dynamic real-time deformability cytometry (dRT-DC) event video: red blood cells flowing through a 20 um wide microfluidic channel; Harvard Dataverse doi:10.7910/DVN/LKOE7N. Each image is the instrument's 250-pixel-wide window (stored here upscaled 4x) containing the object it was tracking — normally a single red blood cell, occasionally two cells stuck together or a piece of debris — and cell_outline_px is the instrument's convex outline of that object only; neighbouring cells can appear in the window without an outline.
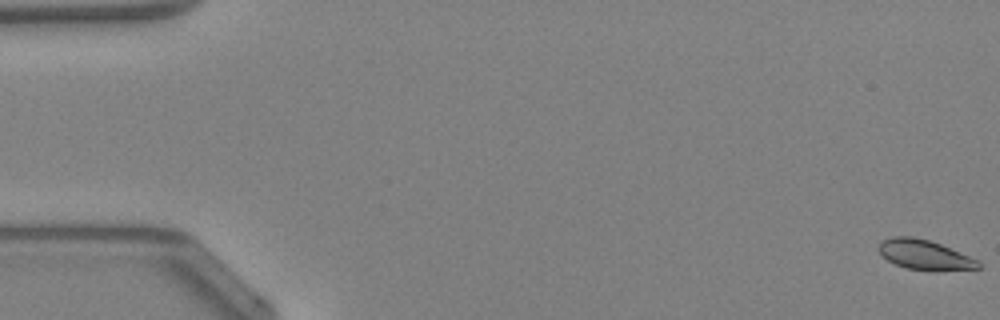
{"species": "Egyptian fruit bat (a non-hibernating species)", "species_latin": "Rousettus aegyptiacus", "temperature_condition": "warm", "stored_images_in_passage": 49, "camera_frame_rate_fps": 3000, "um_per_image_px": 0.085, "animal": {"sex": "female"}, "frame": {"image": 1, "passage_image": 1, "time_ms": 0.0, "image_size_px": [1000, 320], "cell_outline_px": [[980, 268], [936, 272], [932, 272], [908, 268], [896, 264], [888, 260], [876, 248], [884, 240], [892, 236], [912, 236], [928, 240], [940, 244], [980, 260]], "centroid_in_image_um": [78.64, 21.68], "position_along_channel_um": 6.4, "area_um2": 17.46}}
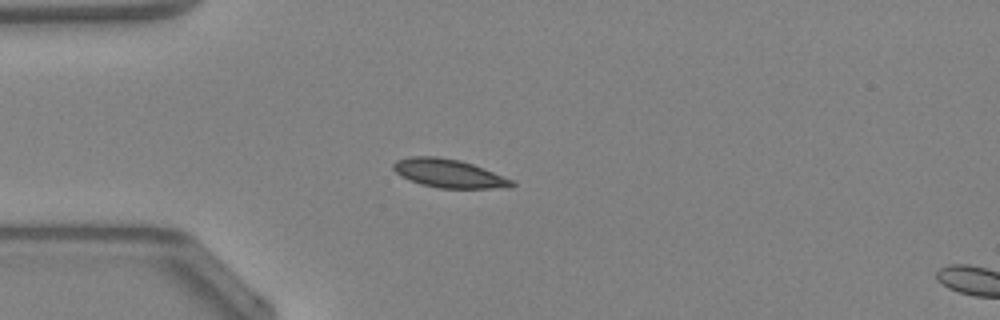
{"frame": {"image": 2, "passage_image": 14, "time_ms": 4.333, "image_size_px": [1000, 320], "cell_outline_px": [[516, 184], [512, 188], [440, 188], [420, 184], [400, 176], [392, 168], [392, 164], [396, 160], [408, 156], [436, 156], [460, 160], [472, 164], [512, 180]], "centroid_in_image_um": [38.11, 14.74], "position_along_channel_um": 46.9, "area_um2": 19.65}}
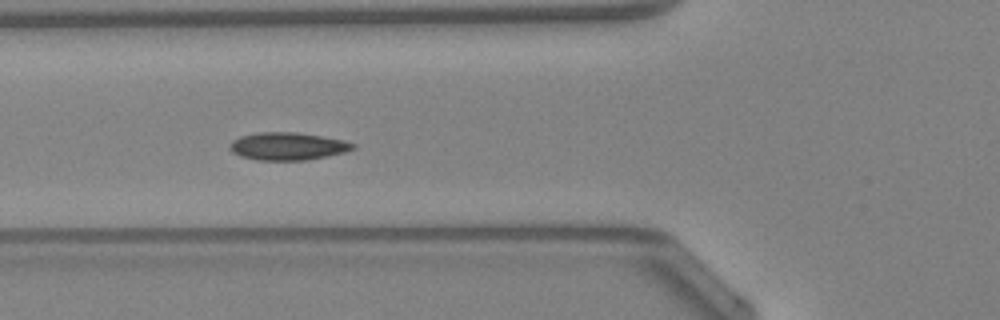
{"frame": {"image": 3, "passage_image": 19, "time_ms": 6.0, "image_size_px": [1000, 320], "cell_outline_px": [[356, 148], [344, 152], [328, 156], [308, 160], [256, 160], [240, 156], [232, 152], [228, 148], [228, 144], [232, 140], [240, 136], [256, 132], [296, 132], [344, 140], [356, 144]], "centroid_in_image_um": [24.42, 12.43], "position_along_channel_um": 101.4, "area_um2": 20.06}, "authors_computed_cell_mechanics": {"area_um2": 18.3804, "velocity_mm_per_s": 4.2698, "shape_relaxation_time_tau1_ms": 3.5038, "shape_relaxation_time_tau2_ms": null, "deformation_change_tau1": 0.0812, "deformation_change_tau2": null}}